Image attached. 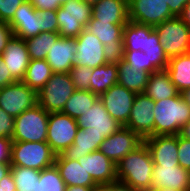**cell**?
Masks as SVG:
<instances>
[{"mask_svg": "<svg viewBox=\"0 0 190 191\" xmlns=\"http://www.w3.org/2000/svg\"><path fill=\"white\" fill-rule=\"evenodd\" d=\"M14 33L8 23H0V55L5 50L7 43L13 38Z\"/></svg>", "mask_w": 190, "mask_h": 191, "instance_id": "obj_45", "label": "cell"}, {"mask_svg": "<svg viewBox=\"0 0 190 191\" xmlns=\"http://www.w3.org/2000/svg\"><path fill=\"white\" fill-rule=\"evenodd\" d=\"M81 1L88 3V4H91V5H94L99 0H81Z\"/></svg>", "mask_w": 190, "mask_h": 191, "instance_id": "obj_57", "label": "cell"}, {"mask_svg": "<svg viewBox=\"0 0 190 191\" xmlns=\"http://www.w3.org/2000/svg\"><path fill=\"white\" fill-rule=\"evenodd\" d=\"M11 170L10 163H0V180L6 176Z\"/></svg>", "mask_w": 190, "mask_h": 191, "instance_id": "obj_52", "label": "cell"}, {"mask_svg": "<svg viewBox=\"0 0 190 191\" xmlns=\"http://www.w3.org/2000/svg\"><path fill=\"white\" fill-rule=\"evenodd\" d=\"M154 27L129 21L123 30V51L145 52L147 39Z\"/></svg>", "mask_w": 190, "mask_h": 191, "instance_id": "obj_28", "label": "cell"}, {"mask_svg": "<svg viewBox=\"0 0 190 191\" xmlns=\"http://www.w3.org/2000/svg\"><path fill=\"white\" fill-rule=\"evenodd\" d=\"M147 191H178L173 188H157V187H151Z\"/></svg>", "mask_w": 190, "mask_h": 191, "instance_id": "obj_56", "label": "cell"}, {"mask_svg": "<svg viewBox=\"0 0 190 191\" xmlns=\"http://www.w3.org/2000/svg\"><path fill=\"white\" fill-rule=\"evenodd\" d=\"M168 58L190 52V29L180 17H173L154 27Z\"/></svg>", "mask_w": 190, "mask_h": 191, "instance_id": "obj_6", "label": "cell"}, {"mask_svg": "<svg viewBox=\"0 0 190 191\" xmlns=\"http://www.w3.org/2000/svg\"><path fill=\"white\" fill-rule=\"evenodd\" d=\"M144 140L131 129L122 126L110 136L106 137L99 146L107 158L117 164L128 153L140 146Z\"/></svg>", "mask_w": 190, "mask_h": 191, "instance_id": "obj_12", "label": "cell"}, {"mask_svg": "<svg viewBox=\"0 0 190 191\" xmlns=\"http://www.w3.org/2000/svg\"><path fill=\"white\" fill-rule=\"evenodd\" d=\"M154 136L178 135L181 128L190 120V107L181 93L174 97L155 101Z\"/></svg>", "mask_w": 190, "mask_h": 191, "instance_id": "obj_2", "label": "cell"}, {"mask_svg": "<svg viewBox=\"0 0 190 191\" xmlns=\"http://www.w3.org/2000/svg\"><path fill=\"white\" fill-rule=\"evenodd\" d=\"M37 10H54L56 11L66 0H28Z\"/></svg>", "mask_w": 190, "mask_h": 191, "instance_id": "obj_43", "label": "cell"}, {"mask_svg": "<svg viewBox=\"0 0 190 191\" xmlns=\"http://www.w3.org/2000/svg\"><path fill=\"white\" fill-rule=\"evenodd\" d=\"M94 187L85 186H66L65 191H93Z\"/></svg>", "mask_w": 190, "mask_h": 191, "instance_id": "obj_53", "label": "cell"}, {"mask_svg": "<svg viewBox=\"0 0 190 191\" xmlns=\"http://www.w3.org/2000/svg\"><path fill=\"white\" fill-rule=\"evenodd\" d=\"M105 138L104 134L95 130L78 128L73 144L61 154L67 159L78 160L80 157L97 151Z\"/></svg>", "mask_w": 190, "mask_h": 191, "instance_id": "obj_25", "label": "cell"}, {"mask_svg": "<svg viewBox=\"0 0 190 191\" xmlns=\"http://www.w3.org/2000/svg\"><path fill=\"white\" fill-rule=\"evenodd\" d=\"M118 82L117 57L106 64L93 68L90 91L100 96Z\"/></svg>", "mask_w": 190, "mask_h": 191, "instance_id": "obj_26", "label": "cell"}, {"mask_svg": "<svg viewBox=\"0 0 190 191\" xmlns=\"http://www.w3.org/2000/svg\"><path fill=\"white\" fill-rule=\"evenodd\" d=\"M75 88L69 73H53L38 95V104L47 112H62Z\"/></svg>", "mask_w": 190, "mask_h": 191, "instance_id": "obj_7", "label": "cell"}, {"mask_svg": "<svg viewBox=\"0 0 190 191\" xmlns=\"http://www.w3.org/2000/svg\"><path fill=\"white\" fill-rule=\"evenodd\" d=\"M129 21L156 27L174 16L165 0H128Z\"/></svg>", "mask_w": 190, "mask_h": 191, "instance_id": "obj_11", "label": "cell"}, {"mask_svg": "<svg viewBox=\"0 0 190 191\" xmlns=\"http://www.w3.org/2000/svg\"><path fill=\"white\" fill-rule=\"evenodd\" d=\"M15 81H22L30 62L24 39L13 36L0 55Z\"/></svg>", "mask_w": 190, "mask_h": 191, "instance_id": "obj_18", "label": "cell"}, {"mask_svg": "<svg viewBox=\"0 0 190 191\" xmlns=\"http://www.w3.org/2000/svg\"><path fill=\"white\" fill-rule=\"evenodd\" d=\"M54 164L66 186L95 187L98 185L84 168L83 157L72 160L59 154L56 155Z\"/></svg>", "mask_w": 190, "mask_h": 191, "instance_id": "obj_22", "label": "cell"}, {"mask_svg": "<svg viewBox=\"0 0 190 191\" xmlns=\"http://www.w3.org/2000/svg\"><path fill=\"white\" fill-rule=\"evenodd\" d=\"M76 119L62 112H51L48 118L46 142L59 155L73 144L78 130Z\"/></svg>", "mask_w": 190, "mask_h": 191, "instance_id": "obj_8", "label": "cell"}, {"mask_svg": "<svg viewBox=\"0 0 190 191\" xmlns=\"http://www.w3.org/2000/svg\"><path fill=\"white\" fill-rule=\"evenodd\" d=\"M184 24L190 29V1L185 5L179 16Z\"/></svg>", "mask_w": 190, "mask_h": 191, "instance_id": "obj_50", "label": "cell"}, {"mask_svg": "<svg viewBox=\"0 0 190 191\" xmlns=\"http://www.w3.org/2000/svg\"><path fill=\"white\" fill-rule=\"evenodd\" d=\"M144 53L148 57V64H151L157 71L166 69L169 58L166 56L160 43L158 33L154 28L150 31Z\"/></svg>", "mask_w": 190, "mask_h": 191, "instance_id": "obj_34", "label": "cell"}, {"mask_svg": "<svg viewBox=\"0 0 190 191\" xmlns=\"http://www.w3.org/2000/svg\"><path fill=\"white\" fill-rule=\"evenodd\" d=\"M27 0H0V21L9 23L15 11Z\"/></svg>", "mask_w": 190, "mask_h": 191, "instance_id": "obj_40", "label": "cell"}, {"mask_svg": "<svg viewBox=\"0 0 190 191\" xmlns=\"http://www.w3.org/2000/svg\"><path fill=\"white\" fill-rule=\"evenodd\" d=\"M76 122L79 128L95 130L96 132L104 134L105 137L110 136L122 127V125L107 112L99 98L90 109L76 119Z\"/></svg>", "mask_w": 190, "mask_h": 191, "instance_id": "obj_15", "label": "cell"}, {"mask_svg": "<svg viewBox=\"0 0 190 191\" xmlns=\"http://www.w3.org/2000/svg\"><path fill=\"white\" fill-rule=\"evenodd\" d=\"M98 98V95L89 90H75L66 101L62 113L69 115L73 119H77L90 109Z\"/></svg>", "mask_w": 190, "mask_h": 191, "instance_id": "obj_32", "label": "cell"}, {"mask_svg": "<svg viewBox=\"0 0 190 191\" xmlns=\"http://www.w3.org/2000/svg\"><path fill=\"white\" fill-rule=\"evenodd\" d=\"M181 96L183 97L184 101L188 104L190 107V88L184 90L181 92Z\"/></svg>", "mask_w": 190, "mask_h": 191, "instance_id": "obj_54", "label": "cell"}, {"mask_svg": "<svg viewBox=\"0 0 190 191\" xmlns=\"http://www.w3.org/2000/svg\"><path fill=\"white\" fill-rule=\"evenodd\" d=\"M124 26L91 18L85 28L100 40L110 55L119 57L123 53Z\"/></svg>", "mask_w": 190, "mask_h": 191, "instance_id": "obj_16", "label": "cell"}, {"mask_svg": "<svg viewBox=\"0 0 190 191\" xmlns=\"http://www.w3.org/2000/svg\"><path fill=\"white\" fill-rule=\"evenodd\" d=\"M37 14L40 17V32H58L56 11L40 10Z\"/></svg>", "mask_w": 190, "mask_h": 191, "instance_id": "obj_39", "label": "cell"}, {"mask_svg": "<svg viewBox=\"0 0 190 191\" xmlns=\"http://www.w3.org/2000/svg\"><path fill=\"white\" fill-rule=\"evenodd\" d=\"M92 18L112 24L129 22L128 0H99L92 5Z\"/></svg>", "mask_w": 190, "mask_h": 191, "instance_id": "obj_24", "label": "cell"}, {"mask_svg": "<svg viewBox=\"0 0 190 191\" xmlns=\"http://www.w3.org/2000/svg\"><path fill=\"white\" fill-rule=\"evenodd\" d=\"M60 37L76 38L92 18V5L81 0H66L56 10Z\"/></svg>", "mask_w": 190, "mask_h": 191, "instance_id": "obj_4", "label": "cell"}, {"mask_svg": "<svg viewBox=\"0 0 190 191\" xmlns=\"http://www.w3.org/2000/svg\"><path fill=\"white\" fill-rule=\"evenodd\" d=\"M116 167L117 180L139 191H147L152 187L154 163L145 142L122 158Z\"/></svg>", "mask_w": 190, "mask_h": 191, "instance_id": "obj_1", "label": "cell"}, {"mask_svg": "<svg viewBox=\"0 0 190 191\" xmlns=\"http://www.w3.org/2000/svg\"><path fill=\"white\" fill-rule=\"evenodd\" d=\"M93 191H110V188L106 184L96 185Z\"/></svg>", "mask_w": 190, "mask_h": 191, "instance_id": "obj_55", "label": "cell"}, {"mask_svg": "<svg viewBox=\"0 0 190 191\" xmlns=\"http://www.w3.org/2000/svg\"><path fill=\"white\" fill-rule=\"evenodd\" d=\"M0 191H16L11 171L0 180Z\"/></svg>", "mask_w": 190, "mask_h": 191, "instance_id": "obj_48", "label": "cell"}, {"mask_svg": "<svg viewBox=\"0 0 190 191\" xmlns=\"http://www.w3.org/2000/svg\"><path fill=\"white\" fill-rule=\"evenodd\" d=\"M83 165L98 185L117 180L116 164L99 150L83 156Z\"/></svg>", "mask_w": 190, "mask_h": 191, "instance_id": "obj_23", "label": "cell"}, {"mask_svg": "<svg viewBox=\"0 0 190 191\" xmlns=\"http://www.w3.org/2000/svg\"><path fill=\"white\" fill-rule=\"evenodd\" d=\"M154 165H179L178 135H158L144 139Z\"/></svg>", "mask_w": 190, "mask_h": 191, "instance_id": "obj_19", "label": "cell"}, {"mask_svg": "<svg viewBox=\"0 0 190 191\" xmlns=\"http://www.w3.org/2000/svg\"><path fill=\"white\" fill-rule=\"evenodd\" d=\"M49 112L39 104L14 118L13 141L42 142L47 139Z\"/></svg>", "mask_w": 190, "mask_h": 191, "instance_id": "obj_5", "label": "cell"}, {"mask_svg": "<svg viewBox=\"0 0 190 191\" xmlns=\"http://www.w3.org/2000/svg\"><path fill=\"white\" fill-rule=\"evenodd\" d=\"M78 52L75 65L96 68L114 58L100 40L86 28L75 38Z\"/></svg>", "mask_w": 190, "mask_h": 191, "instance_id": "obj_10", "label": "cell"}, {"mask_svg": "<svg viewBox=\"0 0 190 191\" xmlns=\"http://www.w3.org/2000/svg\"><path fill=\"white\" fill-rule=\"evenodd\" d=\"M92 74H93V68L78 66L74 64L71 70L69 71V75L74 84L75 90L90 91Z\"/></svg>", "mask_w": 190, "mask_h": 191, "instance_id": "obj_38", "label": "cell"}, {"mask_svg": "<svg viewBox=\"0 0 190 191\" xmlns=\"http://www.w3.org/2000/svg\"><path fill=\"white\" fill-rule=\"evenodd\" d=\"M56 154L46 141H13L11 166H22L42 171L55 163Z\"/></svg>", "mask_w": 190, "mask_h": 191, "instance_id": "obj_3", "label": "cell"}, {"mask_svg": "<svg viewBox=\"0 0 190 191\" xmlns=\"http://www.w3.org/2000/svg\"><path fill=\"white\" fill-rule=\"evenodd\" d=\"M178 161L179 165L190 171V140L178 134Z\"/></svg>", "mask_w": 190, "mask_h": 191, "instance_id": "obj_41", "label": "cell"}, {"mask_svg": "<svg viewBox=\"0 0 190 191\" xmlns=\"http://www.w3.org/2000/svg\"><path fill=\"white\" fill-rule=\"evenodd\" d=\"M78 52L75 38L59 37L47 53L46 61L53 73H69Z\"/></svg>", "mask_w": 190, "mask_h": 191, "instance_id": "obj_21", "label": "cell"}, {"mask_svg": "<svg viewBox=\"0 0 190 191\" xmlns=\"http://www.w3.org/2000/svg\"><path fill=\"white\" fill-rule=\"evenodd\" d=\"M52 75V68L45 59L30 60L22 82L38 93Z\"/></svg>", "mask_w": 190, "mask_h": 191, "instance_id": "obj_31", "label": "cell"}, {"mask_svg": "<svg viewBox=\"0 0 190 191\" xmlns=\"http://www.w3.org/2000/svg\"><path fill=\"white\" fill-rule=\"evenodd\" d=\"M179 135L190 140V120L181 128Z\"/></svg>", "mask_w": 190, "mask_h": 191, "instance_id": "obj_51", "label": "cell"}, {"mask_svg": "<svg viewBox=\"0 0 190 191\" xmlns=\"http://www.w3.org/2000/svg\"><path fill=\"white\" fill-rule=\"evenodd\" d=\"M8 24L12 28L14 36L24 40L41 33L40 17L28 0L19 6Z\"/></svg>", "mask_w": 190, "mask_h": 191, "instance_id": "obj_20", "label": "cell"}, {"mask_svg": "<svg viewBox=\"0 0 190 191\" xmlns=\"http://www.w3.org/2000/svg\"><path fill=\"white\" fill-rule=\"evenodd\" d=\"M14 82L16 81L12 78L11 73L0 56V89Z\"/></svg>", "mask_w": 190, "mask_h": 191, "instance_id": "obj_46", "label": "cell"}, {"mask_svg": "<svg viewBox=\"0 0 190 191\" xmlns=\"http://www.w3.org/2000/svg\"><path fill=\"white\" fill-rule=\"evenodd\" d=\"M152 187L190 191V171L180 165H154Z\"/></svg>", "mask_w": 190, "mask_h": 191, "instance_id": "obj_17", "label": "cell"}, {"mask_svg": "<svg viewBox=\"0 0 190 191\" xmlns=\"http://www.w3.org/2000/svg\"><path fill=\"white\" fill-rule=\"evenodd\" d=\"M144 93L154 101L174 97L179 92L166 70L150 74Z\"/></svg>", "mask_w": 190, "mask_h": 191, "instance_id": "obj_29", "label": "cell"}, {"mask_svg": "<svg viewBox=\"0 0 190 191\" xmlns=\"http://www.w3.org/2000/svg\"><path fill=\"white\" fill-rule=\"evenodd\" d=\"M12 144L11 138L0 137V163H11Z\"/></svg>", "mask_w": 190, "mask_h": 191, "instance_id": "obj_44", "label": "cell"}, {"mask_svg": "<svg viewBox=\"0 0 190 191\" xmlns=\"http://www.w3.org/2000/svg\"><path fill=\"white\" fill-rule=\"evenodd\" d=\"M14 133V117L0 108V137L11 138Z\"/></svg>", "mask_w": 190, "mask_h": 191, "instance_id": "obj_42", "label": "cell"}, {"mask_svg": "<svg viewBox=\"0 0 190 191\" xmlns=\"http://www.w3.org/2000/svg\"><path fill=\"white\" fill-rule=\"evenodd\" d=\"M65 189L66 185L55 164L40 171L37 191H65Z\"/></svg>", "mask_w": 190, "mask_h": 191, "instance_id": "obj_36", "label": "cell"}, {"mask_svg": "<svg viewBox=\"0 0 190 191\" xmlns=\"http://www.w3.org/2000/svg\"><path fill=\"white\" fill-rule=\"evenodd\" d=\"M10 171L16 191H37L40 171L22 166H11Z\"/></svg>", "mask_w": 190, "mask_h": 191, "instance_id": "obj_35", "label": "cell"}, {"mask_svg": "<svg viewBox=\"0 0 190 191\" xmlns=\"http://www.w3.org/2000/svg\"><path fill=\"white\" fill-rule=\"evenodd\" d=\"M131 68H135L137 71H145L150 74L157 72V70L148 64V57L142 51H123L120 56Z\"/></svg>", "mask_w": 190, "mask_h": 191, "instance_id": "obj_37", "label": "cell"}, {"mask_svg": "<svg viewBox=\"0 0 190 191\" xmlns=\"http://www.w3.org/2000/svg\"><path fill=\"white\" fill-rule=\"evenodd\" d=\"M190 0H165V3L169 5V10L174 17H179L183 11V8Z\"/></svg>", "mask_w": 190, "mask_h": 191, "instance_id": "obj_47", "label": "cell"}, {"mask_svg": "<svg viewBox=\"0 0 190 191\" xmlns=\"http://www.w3.org/2000/svg\"><path fill=\"white\" fill-rule=\"evenodd\" d=\"M106 185L110 188V191H139L137 189L132 188L129 184H126L119 180H116Z\"/></svg>", "mask_w": 190, "mask_h": 191, "instance_id": "obj_49", "label": "cell"}, {"mask_svg": "<svg viewBox=\"0 0 190 191\" xmlns=\"http://www.w3.org/2000/svg\"><path fill=\"white\" fill-rule=\"evenodd\" d=\"M136 94L120 84L113 85L99 96L107 112L119 124L125 126L133 107Z\"/></svg>", "mask_w": 190, "mask_h": 191, "instance_id": "obj_14", "label": "cell"}, {"mask_svg": "<svg viewBox=\"0 0 190 191\" xmlns=\"http://www.w3.org/2000/svg\"><path fill=\"white\" fill-rule=\"evenodd\" d=\"M59 37L58 32H41L35 37L26 39L30 60L46 59L47 53Z\"/></svg>", "mask_w": 190, "mask_h": 191, "instance_id": "obj_33", "label": "cell"}, {"mask_svg": "<svg viewBox=\"0 0 190 191\" xmlns=\"http://www.w3.org/2000/svg\"><path fill=\"white\" fill-rule=\"evenodd\" d=\"M165 70L179 93L190 88V52L169 58Z\"/></svg>", "mask_w": 190, "mask_h": 191, "instance_id": "obj_30", "label": "cell"}, {"mask_svg": "<svg viewBox=\"0 0 190 191\" xmlns=\"http://www.w3.org/2000/svg\"><path fill=\"white\" fill-rule=\"evenodd\" d=\"M154 105L155 101L145 93L136 94L128 122L125 125L143 140L154 136Z\"/></svg>", "mask_w": 190, "mask_h": 191, "instance_id": "obj_13", "label": "cell"}, {"mask_svg": "<svg viewBox=\"0 0 190 191\" xmlns=\"http://www.w3.org/2000/svg\"><path fill=\"white\" fill-rule=\"evenodd\" d=\"M37 104V92L22 81H16L0 89V108L14 118Z\"/></svg>", "mask_w": 190, "mask_h": 191, "instance_id": "obj_9", "label": "cell"}, {"mask_svg": "<svg viewBox=\"0 0 190 191\" xmlns=\"http://www.w3.org/2000/svg\"><path fill=\"white\" fill-rule=\"evenodd\" d=\"M118 64V84L135 94L144 93L148 79L149 72L137 71L135 68L126 63L120 56L117 57Z\"/></svg>", "mask_w": 190, "mask_h": 191, "instance_id": "obj_27", "label": "cell"}]
</instances>
